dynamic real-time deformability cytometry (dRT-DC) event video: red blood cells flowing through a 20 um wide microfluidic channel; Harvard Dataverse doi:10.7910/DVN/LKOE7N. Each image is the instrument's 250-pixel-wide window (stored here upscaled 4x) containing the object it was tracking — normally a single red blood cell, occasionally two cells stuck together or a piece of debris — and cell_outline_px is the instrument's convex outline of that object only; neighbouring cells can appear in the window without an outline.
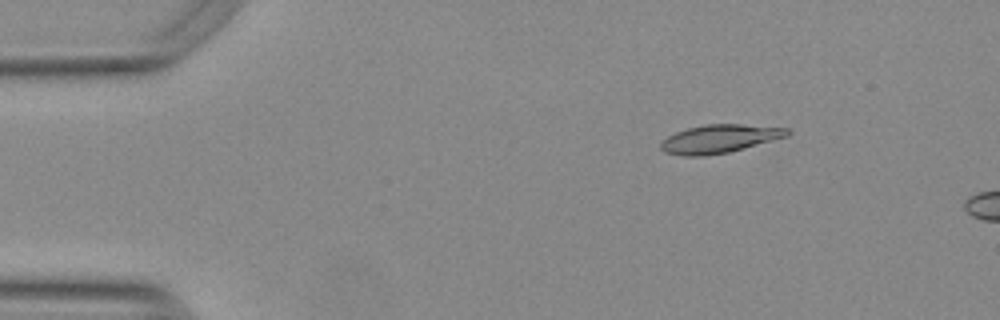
{"species": "Egyptian fruit bat (a non-hibernating species)", "species_latin": "Rousettus aegyptiacus", "temperature_condition": "warm", "stored_images_in_passage": 8, "camera_frame_rate_fps": 3000, "um_per_image_px": 0.085, "animal": {"sex": "female"}, "frame": {"image": 1, "passage_image": 1, "time_ms": 0.0, "image_size_px": [1000, 320], "cell_outline_px": [[792, 132], [788, 136], [728, 152], [704, 156], [684, 156], [664, 152], [660, 148], [660, 144], [668, 136], [676, 132], [688, 128], [704, 124], [740, 124], [788, 128]], "centroid_in_image_um": [61.15, 11.79], "position_along_channel_um": 23.8, "area_um2": 20.75}}